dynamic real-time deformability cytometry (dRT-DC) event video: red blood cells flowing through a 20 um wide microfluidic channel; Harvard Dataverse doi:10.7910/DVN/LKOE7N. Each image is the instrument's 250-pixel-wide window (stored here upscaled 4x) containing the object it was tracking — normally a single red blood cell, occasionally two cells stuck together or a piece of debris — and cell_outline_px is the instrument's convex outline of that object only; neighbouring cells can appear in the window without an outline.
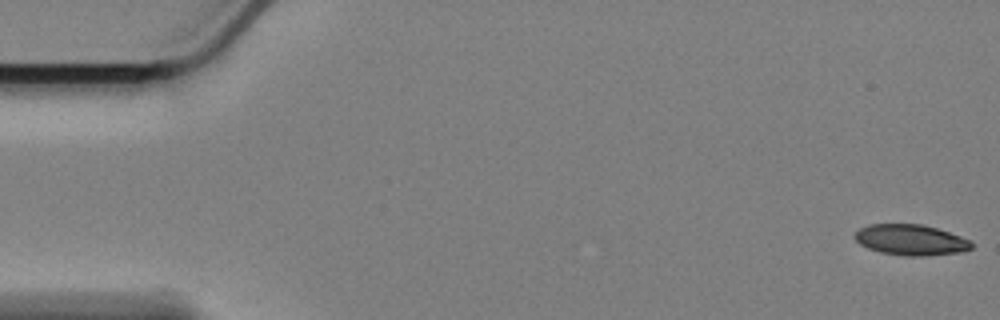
{"species": "Egyptian fruit bat (a non-hibernating species)", "species_latin": "Rousettus aegyptiacus", "temperature_condition": "cold", "stored_images_in_passage": 58, "camera_frame_rate_fps": 3000, "um_per_image_px": 0.085, "animal": {"sex": "female"}, "frame": {"image": 1, "passage_image": 1, "time_ms": 0.0, "image_size_px": [1000, 320], "cell_outline_px": [[972, 248], [960, 252], [920, 256], [908, 256], [880, 252], [868, 248], [860, 244], [852, 236], [860, 228], [868, 224], [920, 224], [936, 228], [960, 236], [968, 240], [972, 244]], "centroid_in_image_um": [77.37, 20.38], "position_along_channel_um": 7.6, "area_um2": 20.69}}
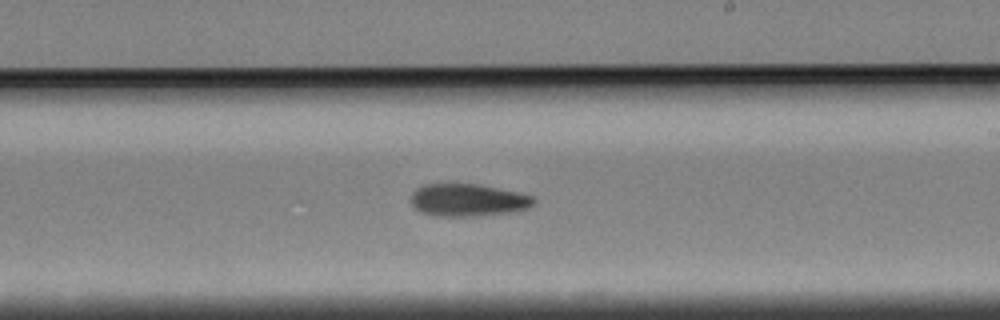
{"frame": {"image": 2, "passage_image": 34, "time_ms": 11.0, "image_size_px": [1000, 320], "cell_outline_px": [[536, 200], [532, 204], [524, 208], [512, 212], [476, 216], [432, 216], [420, 212], [412, 204], [412, 192], [416, 188], [424, 184], [476, 184], [516, 192], [532, 196]], "centroid_in_image_um": [39.71, 17.01], "position_along_channel_um": 249.3, "area_um2": 23.0}}
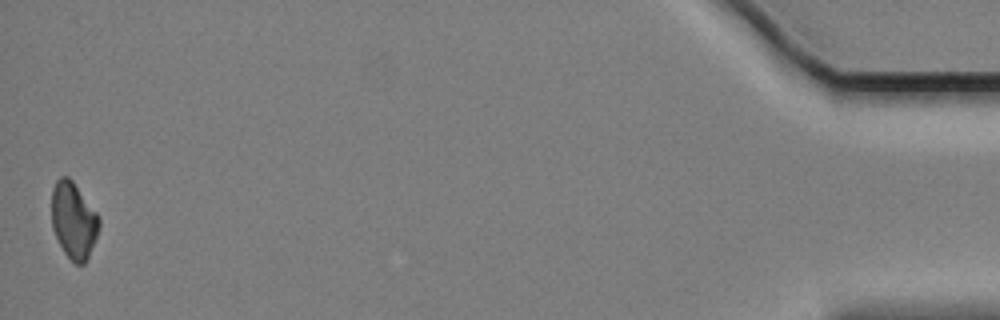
{"frame": {"image": 3, "passage_image": 58, "time_ms": 19.0, "image_size_px": [1000, 320], "cell_outline_px": [[100, 224], [96, 236], [88, 256], [84, 264], [76, 264], [64, 252], [52, 228], [52, 188], [56, 180], [60, 176], [68, 176], [72, 180], [96, 212], [100, 220]], "centroid_in_image_um": [6.24, 18.7], "position_along_channel_um": 429.0, "area_um2": 20.81}, "authors_computed_cell_mechanics": {"area_um2": 22.9755, "velocity_mm_per_s": 3.3985, "shape_relaxation_time_tau1_ms": 4.7402, "shape_relaxation_time_tau2_ms": null, "deformation_change_tau1": 0.1154, "deformation_change_tau2": null}}